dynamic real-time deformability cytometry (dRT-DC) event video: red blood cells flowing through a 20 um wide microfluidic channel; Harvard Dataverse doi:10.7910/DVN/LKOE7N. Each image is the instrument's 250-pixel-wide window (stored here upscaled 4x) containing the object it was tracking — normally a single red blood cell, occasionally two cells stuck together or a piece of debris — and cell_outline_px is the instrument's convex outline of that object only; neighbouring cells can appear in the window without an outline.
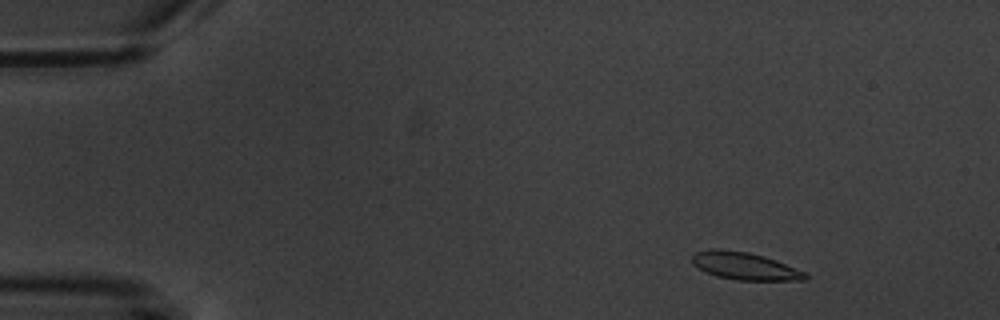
{"species": "common noctule bat (a hibernating species)", "species_latin": "Nyctalus noctula", "temperature_condition": "warm", "stored_images_in_passage": 5, "camera_frame_rate_fps": 3000, "um_per_image_px": 0.085, "animal": {"sex": "male", "body_mass_g": 20.1, "forearm_length_mm": 53.5}, "frame": {"image": 1, "passage_image": 2, "time_ms": 1.333, "image_size_px": [1000, 320], "cell_outline_px": [[808, 280], [736, 280], [716, 276], [692, 264], [692, 256], [696, 252], [708, 248], [720, 248], [748, 252], [764, 256], [776, 260], [808, 272]], "centroid_in_image_um": [63.33, 22.6], "position_along_channel_um": 21.7, "area_um2": 18.32}}
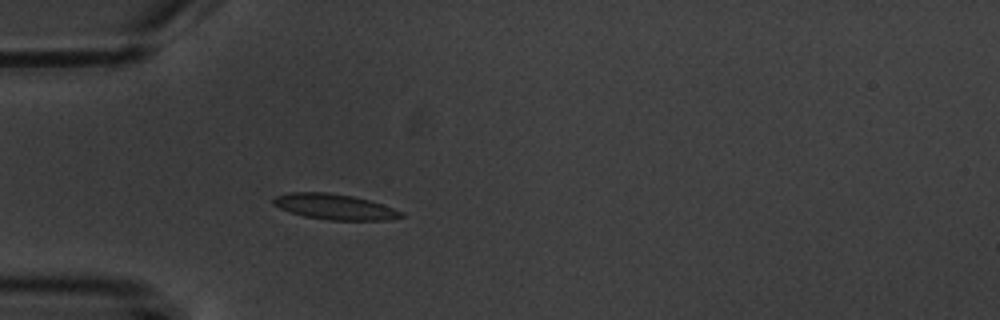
{"frame": {"image": 2, "passage_image": 5, "time_ms": 4.667, "image_size_px": [1000, 320], "cell_outline_px": [[404, 216], [384, 220], [328, 220], [304, 216], [288, 212], [272, 204], [272, 200], [276, 196], [288, 192], [328, 192], [352, 196], [368, 200], [404, 212]], "centroid_in_image_um": [28.38, 17.57], "position_along_channel_um": 56.6, "area_um2": 18.96}}